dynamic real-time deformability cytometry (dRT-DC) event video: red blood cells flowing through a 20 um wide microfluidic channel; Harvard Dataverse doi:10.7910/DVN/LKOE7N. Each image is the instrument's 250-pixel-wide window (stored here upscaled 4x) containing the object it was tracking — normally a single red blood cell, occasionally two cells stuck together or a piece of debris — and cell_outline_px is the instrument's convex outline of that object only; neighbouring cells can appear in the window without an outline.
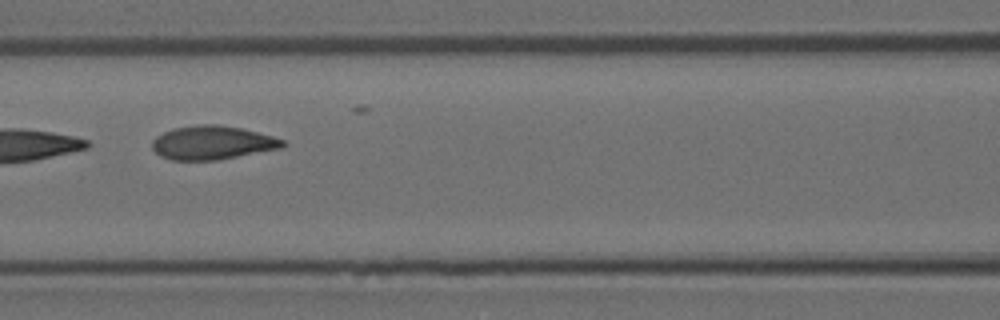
{"species": "Egyptian fruit bat (a non-hibernating species)", "species_latin": "Rousettus aegyptiacus", "temperature_condition": "room temperature", "stored_images_in_passage": 10, "camera_frame_rate_fps": 3000, "um_per_image_px": 0.085, "animal": {"sex": "female"}, "frame": {"image": 1, "passage_image": 6, "time_ms": 1.667, "image_size_px": [1000, 320], "cell_outline_px": [[288, 144], [284, 148], [216, 160], [172, 160], [160, 156], [152, 148], [152, 140], [156, 136], [172, 128], [196, 124], [216, 124], [244, 128], [272, 136], [284, 140]], "centroid_in_image_um": [18.07, 12.12], "position_along_channel_um": 148.5, "area_um2": 25.95}}
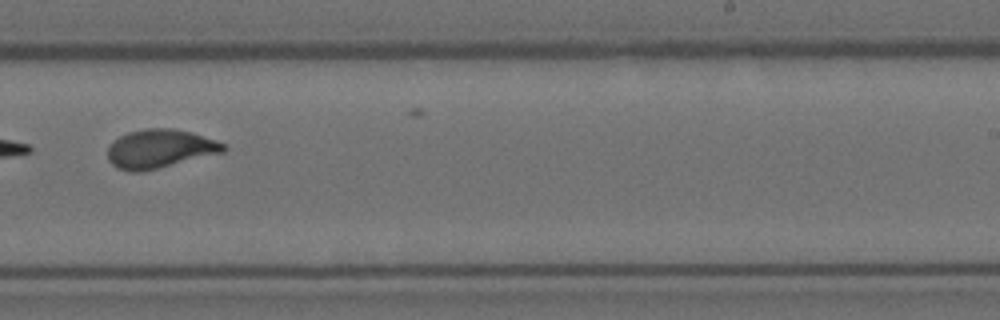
{"frame": {"image": 2, "passage_image": 9, "time_ms": 2.667, "image_size_px": [1000, 320], "cell_outline_px": [[228, 148], [224, 152], [140, 172], [128, 172], [112, 164], [108, 160], [108, 148], [120, 136], [128, 132], [144, 128], [172, 128], [192, 132], [216, 140], [224, 144]], "centroid_in_image_um": [13.6, 12.63], "position_along_channel_um": 275.4, "area_um2": 25.89}}
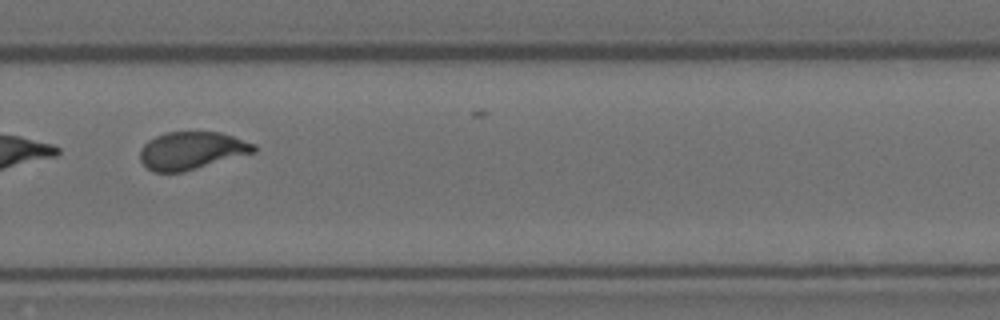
{"frame": {"image": 3, "passage_image": 10, "time_ms": 3.0, "image_size_px": [1000, 320], "cell_outline_px": [[256, 152], [184, 172], [152, 172], [140, 160], [140, 148], [148, 140], [164, 132], [220, 132], [256, 144]], "centroid_in_image_um": [16.28, 12.8], "position_along_channel_um": 313.5, "area_um2": 25.09}}